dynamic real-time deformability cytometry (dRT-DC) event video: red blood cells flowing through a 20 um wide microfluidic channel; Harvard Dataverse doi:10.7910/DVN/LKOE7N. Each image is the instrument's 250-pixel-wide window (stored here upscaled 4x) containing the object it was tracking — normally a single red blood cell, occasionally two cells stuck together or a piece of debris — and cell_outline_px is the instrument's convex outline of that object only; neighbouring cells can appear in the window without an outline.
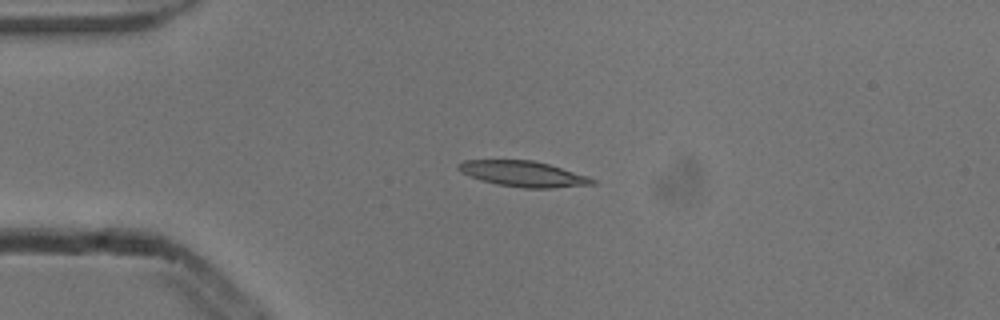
{"species": "common noctule bat (a hibernating species)", "species_latin": "Nyctalus noctula", "temperature_condition": "cold", "stored_images_in_passage": 6, "camera_frame_rate_fps": 3000, "um_per_image_px": 0.085, "animal": {"sex": "male", "body_mass_g": 13.3}, "frame": {"image": 1, "passage_image": 2, "time_ms": 0.333, "image_size_px": [1000, 320], "cell_outline_px": [[596, 184], [552, 188], [524, 188], [496, 184], [472, 176], [456, 168], [456, 164], [464, 160], [532, 160], [548, 164], [588, 176], [596, 180]], "centroid_in_image_um": [44.5, 14.77], "position_along_channel_um": 40.5, "area_um2": 19.77}}
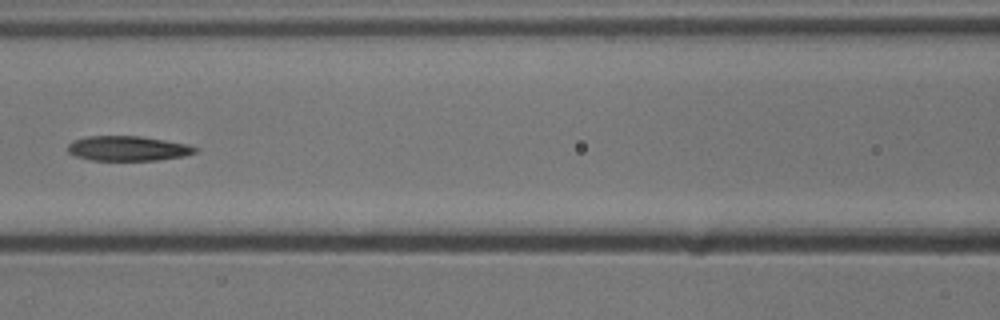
{"frame": {"image": 2, "passage_image": 5, "time_ms": 1.333, "image_size_px": [1000, 320], "cell_outline_px": [[200, 148], [196, 152], [184, 156], [156, 160], [92, 160], [76, 156], [68, 152], [68, 144], [72, 140], [88, 136], [140, 136], [188, 144]], "centroid_in_image_um": [10.88, 12.61], "position_along_channel_um": 155.7, "area_um2": 18.44}}
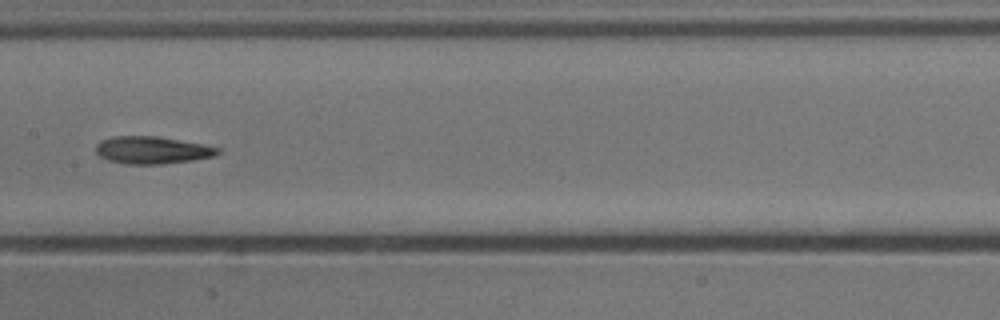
{"frame": {"image": 3, "passage_image": 6, "time_ms": 1.667, "image_size_px": [1000, 320], "cell_outline_px": [[220, 152], [212, 156], [192, 160], [164, 164], [124, 164], [108, 160], [100, 156], [96, 152], [96, 144], [112, 136], [156, 136], [204, 144], [220, 148]], "centroid_in_image_um": [12.93, 12.76], "position_along_channel_um": 194.5, "area_um2": 19.36}}